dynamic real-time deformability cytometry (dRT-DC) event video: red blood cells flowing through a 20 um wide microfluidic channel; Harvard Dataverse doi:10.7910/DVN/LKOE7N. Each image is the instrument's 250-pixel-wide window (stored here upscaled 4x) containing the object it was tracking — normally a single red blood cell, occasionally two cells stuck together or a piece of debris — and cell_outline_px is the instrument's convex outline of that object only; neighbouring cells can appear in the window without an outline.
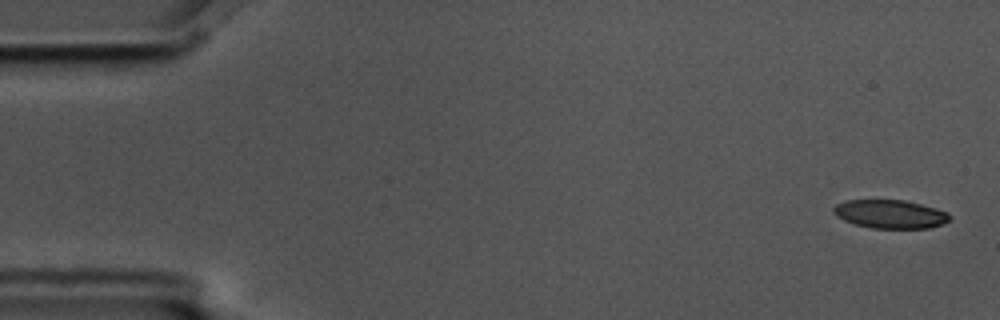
{"species": "common noctule bat (a hibernating species)", "species_latin": "Nyctalus noctula", "temperature_condition": "cold", "stored_images_in_passage": 5, "camera_frame_rate_fps": 3000, "um_per_image_px": 0.085, "animal": {"sex": "male", "body_mass_g": 17.5, "forearm_length_mm": 52.3}, "frame": {"image": 1, "passage_image": 1, "time_ms": 0.0, "image_size_px": [1000, 320], "cell_outline_px": [[948, 220], [940, 224], [928, 228], [872, 228], [856, 224], [844, 220], [836, 216], [832, 212], [832, 208], [836, 204], [844, 200], [904, 200], [936, 208], [948, 212]], "centroid_in_image_um": [75.61, 18.19], "position_along_channel_um": 9.4, "area_um2": 19.13}}
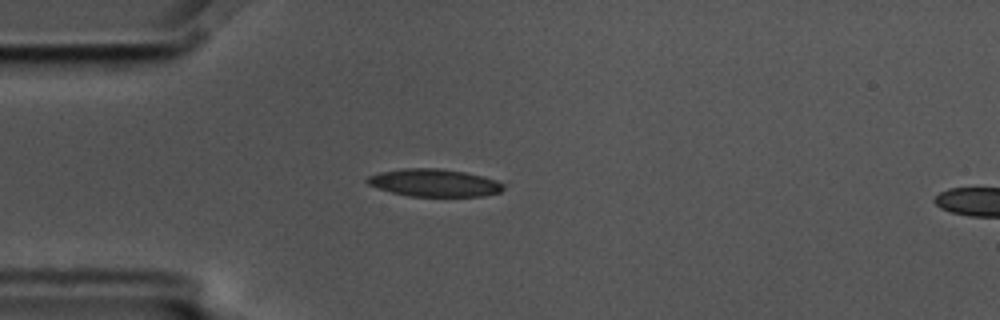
{"frame": {"image": 2, "passage_image": 5, "time_ms": 1.333, "image_size_px": [1000, 320], "cell_outline_px": [[504, 188], [500, 192], [484, 196], [408, 196], [392, 192], [368, 184], [364, 180], [368, 176], [380, 172], [404, 168], [440, 168], [464, 172], [484, 176], [496, 180], [504, 184]], "centroid_in_image_um": [36.93, 15.53], "position_along_channel_um": 48.1, "area_um2": 21.85}}